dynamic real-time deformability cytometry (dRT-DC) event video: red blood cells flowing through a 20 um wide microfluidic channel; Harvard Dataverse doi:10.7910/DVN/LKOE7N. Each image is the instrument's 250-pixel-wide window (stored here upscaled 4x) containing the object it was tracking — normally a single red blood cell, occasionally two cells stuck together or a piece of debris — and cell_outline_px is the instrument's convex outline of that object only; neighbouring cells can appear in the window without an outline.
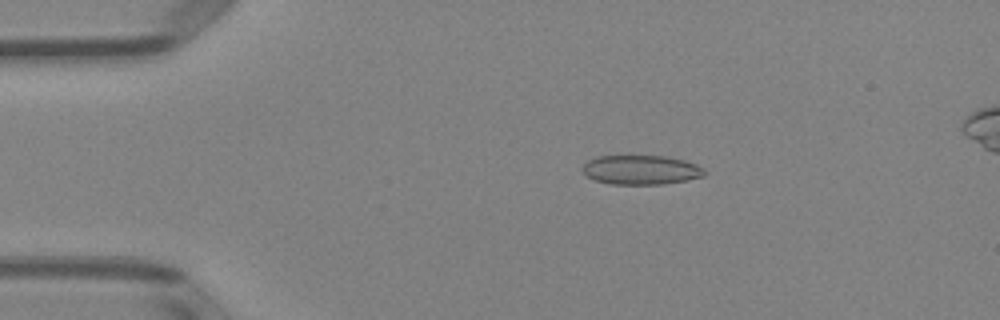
{"species": "Egyptian fruit bat (a non-hibernating species)", "species_latin": "Rousettus aegyptiacus", "temperature_condition": "room temperature", "stored_images_in_passage": 5, "camera_frame_rate_fps": 3000, "um_per_image_px": 0.085, "animal": {"sex": "female"}, "frame": {"image": 1, "passage_image": 2, "time_ms": 1.333, "image_size_px": [1000, 320], "cell_outline_px": [[704, 176], [688, 180], [660, 184], [612, 184], [596, 180], [588, 176], [580, 168], [588, 160], [596, 156], [668, 156], [684, 160], [696, 164], [704, 168]], "centroid_in_image_um": [54.49, 14.43], "position_along_channel_um": 30.5, "area_um2": 20.81}}
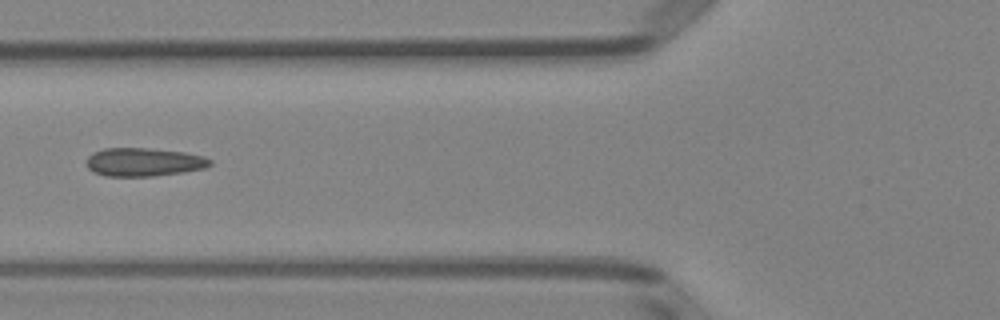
{"frame": {"image": 2, "passage_image": 5, "time_ms": 4.667, "image_size_px": [1000, 320], "cell_outline_px": [[212, 164], [204, 168], [184, 172], [152, 176], [104, 176], [92, 172], [88, 168], [88, 156], [92, 152], [104, 148], [148, 148], [184, 152], [204, 156], [212, 160]], "centroid_in_image_um": [12.22, 13.77], "position_along_channel_um": 113.6, "area_um2": 20.52}}